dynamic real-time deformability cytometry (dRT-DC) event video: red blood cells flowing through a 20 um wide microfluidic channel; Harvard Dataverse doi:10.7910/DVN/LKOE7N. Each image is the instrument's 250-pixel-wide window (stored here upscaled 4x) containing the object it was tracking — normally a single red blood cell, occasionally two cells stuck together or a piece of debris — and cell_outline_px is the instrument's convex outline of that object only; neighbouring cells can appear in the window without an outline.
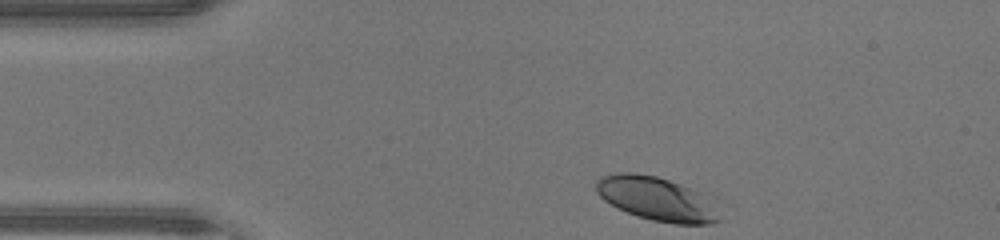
{"species": "human", "species_latin": "Homo sapiens", "temperature_condition": "warm", "stored_images_in_passage": 31, "camera_frame_rate_fps": 3000, "um_per_image_px": 0.085, "donor": {"sex": "male"}, "frame": {"image": 1, "passage_image": 1, "time_ms": 0.0, "image_size_px": [1000, 240], "cell_outline_px": [[720, 220], [708, 224], [672, 224], [652, 220], [636, 216], [604, 200], [596, 192], [596, 180], [604, 176], [616, 172], [636, 172], [656, 176], [668, 180], [688, 188], [696, 192]], "centroid_in_image_um": [55.64, 16.89], "position_along_channel_um": 29.4, "area_um2": 30.11}}
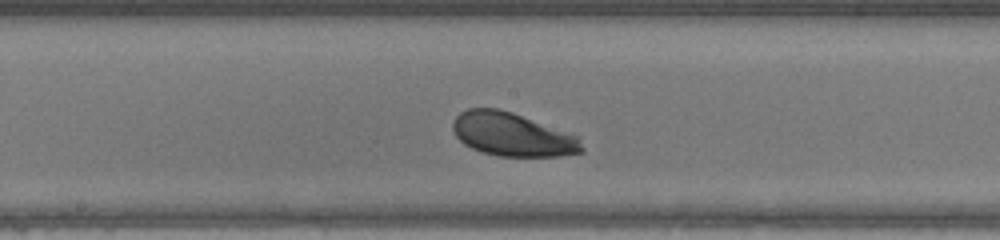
{"frame": {"image": 2, "passage_image": 17, "time_ms": 5.333, "image_size_px": [1000, 240], "cell_outline_px": [[584, 152], [560, 156], [496, 156], [472, 148], [464, 144], [456, 136], [452, 128], [452, 124], [456, 116], [460, 112], [468, 108], [496, 108], [512, 112], [580, 136], [584, 148]], "centroid_in_image_um": [43.58, 11.43], "position_along_channel_um": 204.6, "area_um2": 32.83}}
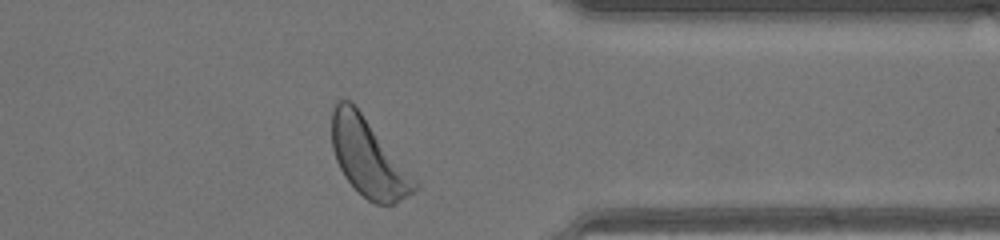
{"frame": {"image": 3, "passage_image": 30, "time_ms": 9.667, "image_size_px": [1000, 240], "cell_outline_px": [[420, 188], [392, 204], [376, 204], [368, 200], [344, 176], [336, 160], [332, 148], [332, 108], [336, 100], [352, 100], [420, 184]], "centroid_in_image_um": [31.3, 13.36], "position_along_channel_um": 380.1, "area_um2": 37.34}, "authors_computed_cell_mechanics": {"area_um2": 32.8304, "velocity_mm_per_s": 4.3342, "shape_relaxation_time_tau1_ms": 1.2002, "shape_relaxation_time_tau2_ms": 8.4047, "deformation_change_tau1": 0.0971, "deformation_change_tau2": 0.196}}